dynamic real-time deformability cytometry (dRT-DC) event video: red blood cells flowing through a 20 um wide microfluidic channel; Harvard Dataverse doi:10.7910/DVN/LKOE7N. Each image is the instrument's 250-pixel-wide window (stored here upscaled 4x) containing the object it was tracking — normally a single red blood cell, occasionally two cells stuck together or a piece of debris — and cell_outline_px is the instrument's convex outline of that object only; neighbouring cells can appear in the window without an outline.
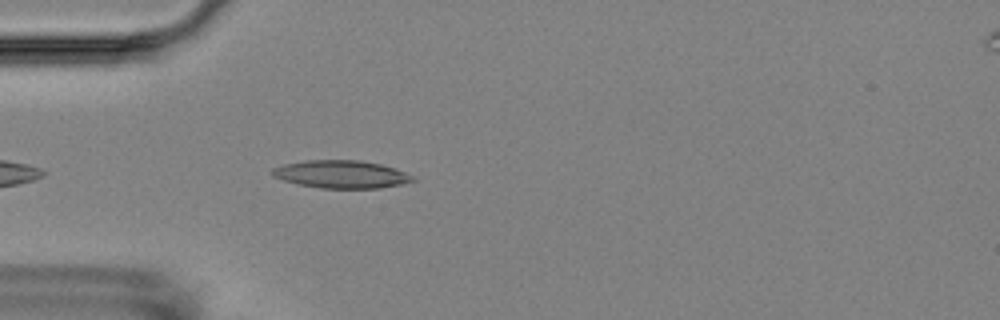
{"species": "Egyptian fruit bat (a non-hibernating species)", "species_latin": "Rousettus aegyptiacus", "temperature_condition": "room temperature", "stored_images_in_passage": 5, "camera_frame_rate_fps": 3000, "um_per_image_px": 0.085, "animal": {"sex": "female"}, "frame": {"image": 1, "passage_image": 5, "time_ms": 4.667, "image_size_px": [1000, 320], "cell_outline_px": [[416, 180], [400, 184], [380, 188], [320, 188], [300, 184], [284, 180], [272, 176], [272, 168], [284, 164], [304, 160], [360, 160], [380, 164], [404, 172], [412, 176]], "centroid_in_image_um": [28.97, 14.81], "position_along_channel_um": 56.0, "area_um2": 22.48}}